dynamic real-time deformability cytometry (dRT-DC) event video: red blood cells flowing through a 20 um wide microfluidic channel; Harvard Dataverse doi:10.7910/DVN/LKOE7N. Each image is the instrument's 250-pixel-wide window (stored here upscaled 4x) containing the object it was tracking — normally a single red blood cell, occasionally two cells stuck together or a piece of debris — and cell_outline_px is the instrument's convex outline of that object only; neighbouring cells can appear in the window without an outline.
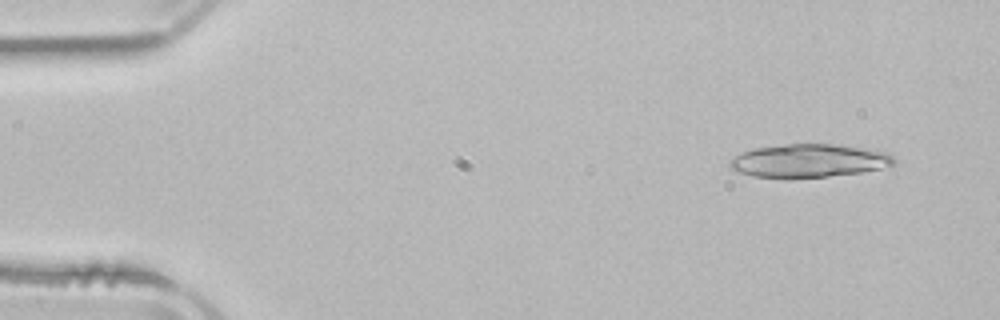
{"species": "common noctule bat (a hibernating species)", "species_latin": "Nyctalus noctula", "temperature_condition": "room temperature", "stored_images_in_passage": 2, "camera_frame_rate_fps": 3000, "um_per_image_px": 0.085, "animal": {"sex": "male", "body_mass_g": 21.5, "forearm_length_mm": 52.0}, "frame": {"image": 1, "passage_image": 1, "time_ms": 0.0, "image_size_px": [1000, 320], "cell_outline_px": [[896, 164], [864, 172], [828, 176], [752, 176], [728, 168], [728, 164], [740, 152], [752, 148], [784, 144], [840, 144], [868, 148], [888, 152], [896, 160]], "centroid_in_image_um": [68.81, 13.63], "position_along_channel_um": 16.2, "area_um2": 31.62}}